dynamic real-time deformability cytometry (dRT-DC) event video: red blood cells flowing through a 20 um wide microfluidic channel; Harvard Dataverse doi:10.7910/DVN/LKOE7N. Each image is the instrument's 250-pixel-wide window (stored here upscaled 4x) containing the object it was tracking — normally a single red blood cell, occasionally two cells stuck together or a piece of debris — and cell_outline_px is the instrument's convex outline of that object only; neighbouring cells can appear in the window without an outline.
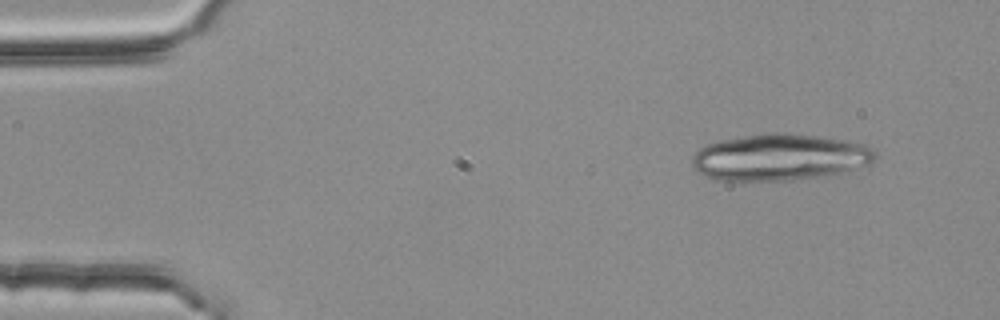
{"species": "common noctule bat (a hibernating species)", "species_latin": "Nyctalus noctula", "temperature_condition": "room temperature", "stored_images_in_passage": 2, "camera_frame_rate_fps": 3000, "um_per_image_px": 0.085, "animal": {"sex": "female", "body_mass_g": 25.1}, "frame": {"image": 1, "passage_image": 1, "time_ms": 0.0, "image_size_px": [1000, 320], "cell_outline_px": [[876, 156], [872, 164], [840, 172], [800, 180], [720, 180], [704, 176], [696, 172], [692, 168], [692, 156], [700, 148], [708, 144], [720, 140], [772, 132], [784, 132], [848, 140], [864, 144], [872, 148], [876, 152]], "centroid_in_image_um": [66.28, 13.36], "position_along_channel_um": 18.7, "area_um2": 49.77}}